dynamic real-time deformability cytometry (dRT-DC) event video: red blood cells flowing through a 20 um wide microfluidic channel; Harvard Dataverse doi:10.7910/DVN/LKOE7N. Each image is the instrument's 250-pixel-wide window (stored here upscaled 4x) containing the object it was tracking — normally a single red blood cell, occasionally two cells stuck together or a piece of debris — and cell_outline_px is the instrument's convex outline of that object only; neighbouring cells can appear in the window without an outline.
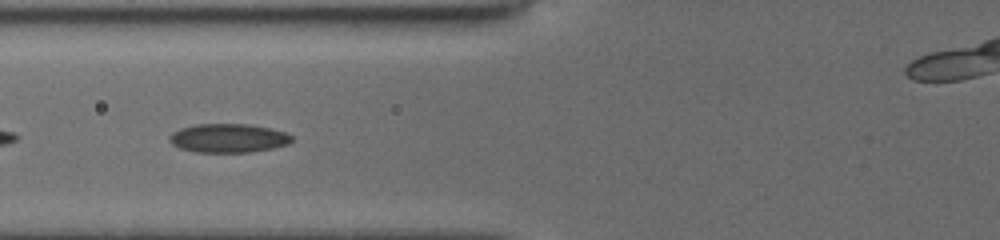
{"species": "common noctule bat (a hibernating species)", "species_latin": "Nyctalus noctula", "temperature_condition": "cold", "stored_images_in_passage": 26, "camera_frame_rate_fps": 3000, "um_per_image_px": 0.085, "animal": {"sex": "female", "body_mass_g": 19.5, "forearm_length_mm": 54.1}, "frame": {"image": 1, "passage_image": 7, "time_ms": 2.0, "image_size_px": [1000, 240], "cell_outline_px": [[292, 140], [288, 144], [272, 148], [248, 152], [196, 152], [180, 148], [172, 144], [168, 140], [172, 132], [180, 128], [196, 124], [248, 124], [268, 128], [284, 132], [292, 136]], "centroid_in_image_um": [19.37, 11.74], "position_along_channel_um": 106.4, "area_um2": 20.4}}
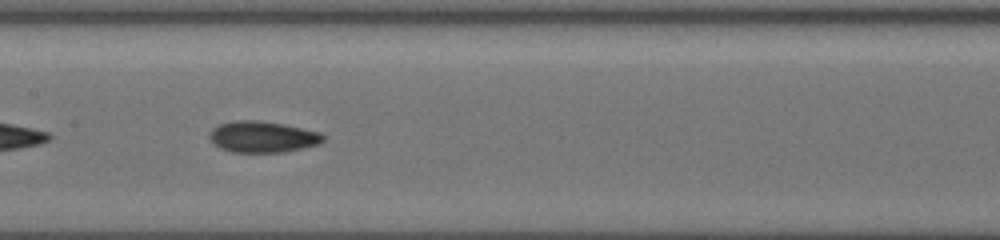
{"frame": {"image": 2, "passage_image": 13, "time_ms": 4.0, "image_size_px": [1000, 240], "cell_outline_px": [[324, 140], [320, 144], [284, 152], [232, 152], [220, 148], [208, 136], [212, 128], [220, 124], [236, 120], [260, 120], [284, 124], [320, 132], [324, 136]], "centroid_in_image_um": [22.33, 11.62], "position_along_channel_um": 185.1, "area_um2": 20.69}}
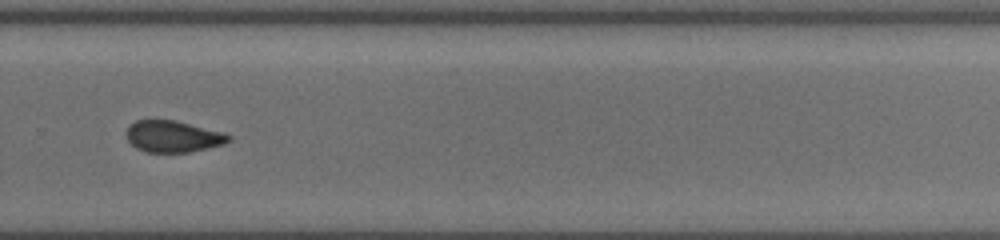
{"frame": {"image": 3, "passage_image": 23, "time_ms": 7.333, "image_size_px": [1000, 240], "cell_outline_px": [[232, 140], [224, 144], [208, 148], [188, 152], [148, 152], [136, 148], [128, 140], [128, 128], [136, 120], [172, 120], [224, 132], [232, 136]], "centroid_in_image_um": [14.76, 11.61], "position_along_channel_um": 315.0, "area_um2": 18.55}}